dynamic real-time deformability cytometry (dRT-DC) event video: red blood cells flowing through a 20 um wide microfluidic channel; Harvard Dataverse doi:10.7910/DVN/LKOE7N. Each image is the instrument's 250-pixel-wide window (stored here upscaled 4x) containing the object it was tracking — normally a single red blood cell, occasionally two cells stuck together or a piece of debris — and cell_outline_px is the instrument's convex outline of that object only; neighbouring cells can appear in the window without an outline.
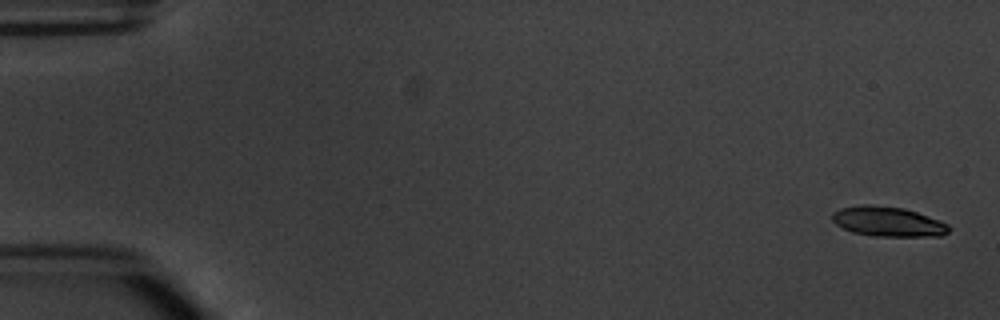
{"species": "common noctule bat (a hibernating species)", "species_latin": "Nyctalus noctula", "temperature_condition": "warm", "stored_images_in_passage": 5, "camera_frame_rate_fps": 3000, "um_per_image_px": 0.085, "animal": {"sex": "male", "body_mass_g": 20.1, "forearm_length_mm": 53.5}, "frame": {"image": 1, "passage_image": 1, "time_ms": 0.0, "image_size_px": [1000, 320], "cell_outline_px": [[948, 232], [940, 236], [872, 236], [852, 232], [836, 224], [832, 220], [832, 212], [840, 208], [864, 204], [872, 204], [904, 208], [940, 220], [948, 224]], "centroid_in_image_um": [75.45, 18.83], "position_along_channel_um": 9.6, "area_um2": 20.29}}
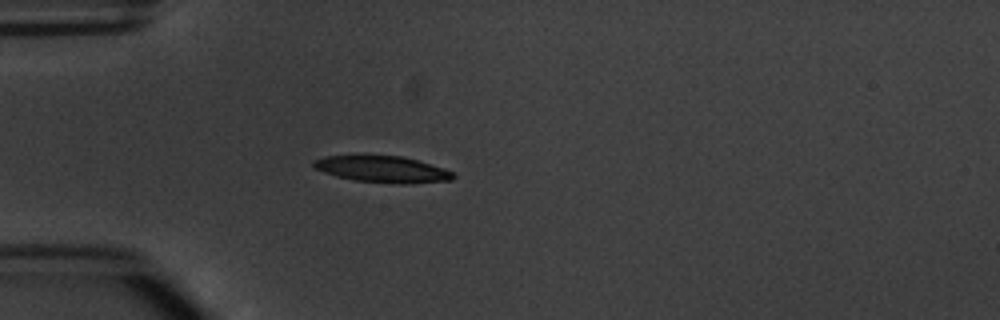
{"frame": {"image": 2, "passage_image": 5, "time_ms": 4.667, "image_size_px": [1000, 320], "cell_outline_px": [[456, 176], [452, 180], [408, 184], [400, 184], [356, 180], [336, 176], [324, 172], [316, 168], [312, 164], [312, 160], [324, 156], [400, 156], [416, 160], [444, 168], [452, 172]], "centroid_in_image_um": [32.52, 14.39], "position_along_channel_um": 52.5, "area_um2": 21.27}}